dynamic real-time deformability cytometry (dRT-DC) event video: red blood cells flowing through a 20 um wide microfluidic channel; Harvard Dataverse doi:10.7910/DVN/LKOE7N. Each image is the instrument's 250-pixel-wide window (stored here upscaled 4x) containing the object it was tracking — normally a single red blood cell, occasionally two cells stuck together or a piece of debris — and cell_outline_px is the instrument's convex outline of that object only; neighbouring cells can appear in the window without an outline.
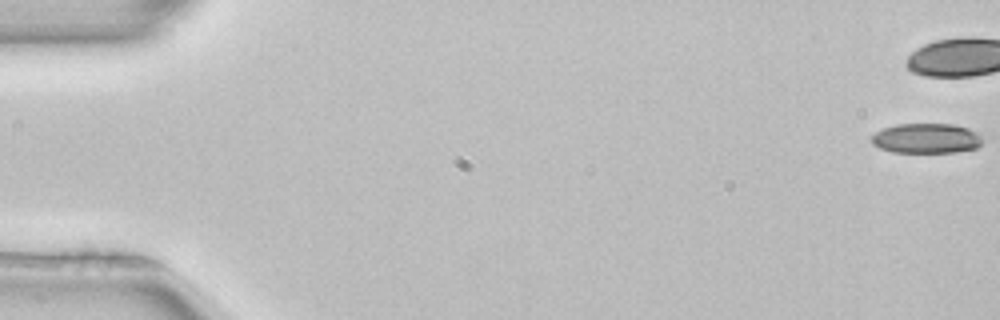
{"species": "common noctule bat (a hibernating species)", "species_latin": "Nyctalus noctula", "temperature_condition": "room temperature", "stored_images_in_passage": 41, "camera_frame_rate_fps": 3000, "um_per_image_px": 0.085, "animal": {"sex": "female", "body_mass_g": 22.7, "forearm_length_mm": 54.2}, "frame": {"image": 1, "passage_image": 1, "time_ms": 0.0, "image_size_px": [1000, 320], "cell_outline_px": [[984, 140], [976, 148], [956, 152], [892, 152], [880, 148], [872, 144], [872, 136], [876, 132], [884, 128], [896, 124], [952, 124], [968, 128], [984, 136]], "centroid_in_image_um": [78.77, 11.76], "position_along_channel_um": 6.2, "area_um2": 19.42}}